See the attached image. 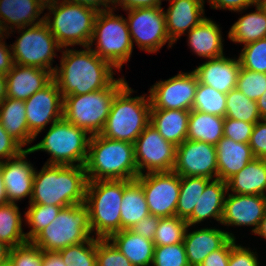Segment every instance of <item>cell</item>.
<instances>
[{"mask_svg":"<svg viewBox=\"0 0 266 266\" xmlns=\"http://www.w3.org/2000/svg\"><path fill=\"white\" fill-rule=\"evenodd\" d=\"M83 50H62L60 67L55 66L53 80L63 98L68 95H80L107 88L114 78V67L101 59L86 46Z\"/></svg>","mask_w":266,"mask_h":266,"instance_id":"obj_1","label":"cell"},{"mask_svg":"<svg viewBox=\"0 0 266 266\" xmlns=\"http://www.w3.org/2000/svg\"><path fill=\"white\" fill-rule=\"evenodd\" d=\"M85 166L47 165L35 169L30 204L68 207L85 203Z\"/></svg>","mask_w":266,"mask_h":266,"instance_id":"obj_2","label":"cell"},{"mask_svg":"<svg viewBox=\"0 0 266 266\" xmlns=\"http://www.w3.org/2000/svg\"><path fill=\"white\" fill-rule=\"evenodd\" d=\"M85 170L88 181L135 180L139 173L134 144L91 135Z\"/></svg>","mask_w":266,"mask_h":266,"instance_id":"obj_3","label":"cell"},{"mask_svg":"<svg viewBox=\"0 0 266 266\" xmlns=\"http://www.w3.org/2000/svg\"><path fill=\"white\" fill-rule=\"evenodd\" d=\"M129 182V180L88 181L85 205L89 209L90 227L96 238L108 239L112 234L121 231L123 191Z\"/></svg>","mask_w":266,"mask_h":266,"instance_id":"obj_4","label":"cell"},{"mask_svg":"<svg viewBox=\"0 0 266 266\" xmlns=\"http://www.w3.org/2000/svg\"><path fill=\"white\" fill-rule=\"evenodd\" d=\"M133 92L127 83L116 94L105 126L100 133L102 136L134 144L137 137L150 124L151 101L149 95L132 97Z\"/></svg>","mask_w":266,"mask_h":266,"instance_id":"obj_5","label":"cell"},{"mask_svg":"<svg viewBox=\"0 0 266 266\" xmlns=\"http://www.w3.org/2000/svg\"><path fill=\"white\" fill-rule=\"evenodd\" d=\"M127 84L115 79L107 88L80 95L64 97L63 117L90 135L100 134L105 126L116 94Z\"/></svg>","mask_w":266,"mask_h":266,"instance_id":"obj_6","label":"cell"},{"mask_svg":"<svg viewBox=\"0 0 266 266\" xmlns=\"http://www.w3.org/2000/svg\"><path fill=\"white\" fill-rule=\"evenodd\" d=\"M43 139L26 149L31 153L45 151L51 157L47 165L85 166L91 135L69 123L64 117L51 124ZM77 163V164H75Z\"/></svg>","mask_w":266,"mask_h":266,"instance_id":"obj_7","label":"cell"},{"mask_svg":"<svg viewBox=\"0 0 266 266\" xmlns=\"http://www.w3.org/2000/svg\"><path fill=\"white\" fill-rule=\"evenodd\" d=\"M48 11L44 15V22L62 48L89 46L97 16L95 10L60 0Z\"/></svg>","mask_w":266,"mask_h":266,"instance_id":"obj_8","label":"cell"},{"mask_svg":"<svg viewBox=\"0 0 266 266\" xmlns=\"http://www.w3.org/2000/svg\"><path fill=\"white\" fill-rule=\"evenodd\" d=\"M92 237L89 209L82 203L62 208L58 216L31 241L43 251L58 252Z\"/></svg>","mask_w":266,"mask_h":266,"instance_id":"obj_9","label":"cell"},{"mask_svg":"<svg viewBox=\"0 0 266 266\" xmlns=\"http://www.w3.org/2000/svg\"><path fill=\"white\" fill-rule=\"evenodd\" d=\"M93 43L96 44V48L92 51L101 59L108 61L115 70H121L122 65L132 56L134 44L127 20L123 16H116L112 8L97 13L89 47H92Z\"/></svg>","mask_w":266,"mask_h":266,"instance_id":"obj_10","label":"cell"},{"mask_svg":"<svg viewBox=\"0 0 266 266\" xmlns=\"http://www.w3.org/2000/svg\"><path fill=\"white\" fill-rule=\"evenodd\" d=\"M19 32L21 34L16 42L10 44L14 63L46 69L53 74L56 69L52 66L53 58L57 55L55 51H61L62 47L50 32L49 26L42 22L18 28Z\"/></svg>","mask_w":266,"mask_h":266,"instance_id":"obj_11","label":"cell"},{"mask_svg":"<svg viewBox=\"0 0 266 266\" xmlns=\"http://www.w3.org/2000/svg\"><path fill=\"white\" fill-rule=\"evenodd\" d=\"M127 24L132 43L148 53L158 52L167 42L174 44L166 32L165 14L161 6L129 9Z\"/></svg>","mask_w":266,"mask_h":266,"instance_id":"obj_12","label":"cell"},{"mask_svg":"<svg viewBox=\"0 0 266 266\" xmlns=\"http://www.w3.org/2000/svg\"><path fill=\"white\" fill-rule=\"evenodd\" d=\"M136 180L142 185L150 215L176 216L180 194V176L174 171L150 172L139 175Z\"/></svg>","mask_w":266,"mask_h":266,"instance_id":"obj_13","label":"cell"},{"mask_svg":"<svg viewBox=\"0 0 266 266\" xmlns=\"http://www.w3.org/2000/svg\"><path fill=\"white\" fill-rule=\"evenodd\" d=\"M135 161L139 175L150 172H170L174 168L176 146L165 140L149 124L134 143Z\"/></svg>","mask_w":266,"mask_h":266,"instance_id":"obj_14","label":"cell"},{"mask_svg":"<svg viewBox=\"0 0 266 266\" xmlns=\"http://www.w3.org/2000/svg\"><path fill=\"white\" fill-rule=\"evenodd\" d=\"M197 86L198 78L193 71L179 72L165 81H158L149 89L151 109L191 111Z\"/></svg>","mask_w":266,"mask_h":266,"instance_id":"obj_15","label":"cell"},{"mask_svg":"<svg viewBox=\"0 0 266 266\" xmlns=\"http://www.w3.org/2000/svg\"><path fill=\"white\" fill-rule=\"evenodd\" d=\"M217 166L216 147L212 144L186 139L176 146L172 171L180 177L195 176L214 180L217 179Z\"/></svg>","mask_w":266,"mask_h":266,"instance_id":"obj_16","label":"cell"},{"mask_svg":"<svg viewBox=\"0 0 266 266\" xmlns=\"http://www.w3.org/2000/svg\"><path fill=\"white\" fill-rule=\"evenodd\" d=\"M24 103L28 128L35 138L47 124H53L63 117L64 98L54 80Z\"/></svg>","mask_w":266,"mask_h":266,"instance_id":"obj_17","label":"cell"},{"mask_svg":"<svg viewBox=\"0 0 266 266\" xmlns=\"http://www.w3.org/2000/svg\"><path fill=\"white\" fill-rule=\"evenodd\" d=\"M221 224L226 226H254L255 234L266 212V196L242 195L227 192Z\"/></svg>","mask_w":266,"mask_h":266,"instance_id":"obj_18","label":"cell"},{"mask_svg":"<svg viewBox=\"0 0 266 266\" xmlns=\"http://www.w3.org/2000/svg\"><path fill=\"white\" fill-rule=\"evenodd\" d=\"M28 154H31V151L26 149L17 157L0 162L8 202L17 203L29 196L30 204L35 168L27 161Z\"/></svg>","mask_w":266,"mask_h":266,"instance_id":"obj_19","label":"cell"},{"mask_svg":"<svg viewBox=\"0 0 266 266\" xmlns=\"http://www.w3.org/2000/svg\"><path fill=\"white\" fill-rule=\"evenodd\" d=\"M168 1L169 7L164 10L166 32L170 40L175 43L182 34L188 33L206 18L203 16L205 0Z\"/></svg>","mask_w":266,"mask_h":266,"instance_id":"obj_20","label":"cell"},{"mask_svg":"<svg viewBox=\"0 0 266 266\" xmlns=\"http://www.w3.org/2000/svg\"><path fill=\"white\" fill-rule=\"evenodd\" d=\"M240 68L239 58L222 56L208 59L195 68L193 72L196 74L199 83L227 94L230 90L236 88Z\"/></svg>","mask_w":266,"mask_h":266,"instance_id":"obj_21","label":"cell"},{"mask_svg":"<svg viewBox=\"0 0 266 266\" xmlns=\"http://www.w3.org/2000/svg\"><path fill=\"white\" fill-rule=\"evenodd\" d=\"M6 78V97L25 101L46 87L53 80V74L46 69L14 63Z\"/></svg>","mask_w":266,"mask_h":266,"instance_id":"obj_22","label":"cell"},{"mask_svg":"<svg viewBox=\"0 0 266 266\" xmlns=\"http://www.w3.org/2000/svg\"><path fill=\"white\" fill-rule=\"evenodd\" d=\"M188 225L184 246L190 266H200L204 259L212 252L220 249L230 238L236 239L234 234L217 228H201L188 232Z\"/></svg>","mask_w":266,"mask_h":266,"instance_id":"obj_23","label":"cell"},{"mask_svg":"<svg viewBox=\"0 0 266 266\" xmlns=\"http://www.w3.org/2000/svg\"><path fill=\"white\" fill-rule=\"evenodd\" d=\"M217 152V179L227 181L241 171L255 157L247 143L222 137L215 145Z\"/></svg>","mask_w":266,"mask_h":266,"instance_id":"obj_24","label":"cell"},{"mask_svg":"<svg viewBox=\"0 0 266 266\" xmlns=\"http://www.w3.org/2000/svg\"><path fill=\"white\" fill-rule=\"evenodd\" d=\"M43 11L35 0H0V22L7 36L15 32L12 29L35 26L44 22L43 15L39 18Z\"/></svg>","mask_w":266,"mask_h":266,"instance_id":"obj_25","label":"cell"},{"mask_svg":"<svg viewBox=\"0 0 266 266\" xmlns=\"http://www.w3.org/2000/svg\"><path fill=\"white\" fill-rule=\"evenodd\" d=\"M188 46L199 57L215 59L224 56L223 39L219 25L210 18L188 32Z\"/></svg>","mask_w":266,"mask_h":266,"instance_id":"obj_26","label":"cell"},{"mask_svg":"<svg viewBox=\"0 0 266 266\" xmlns=\"http://www.w3.org/2000/svg\"><path fill=\"white\" fill-rule=\"evenodd\" d=\"M228 192L227 182L214 179L205 187L203 194L199 198L192 215L186 220L188 225L195 226L206 220V218H214L221 224L223 215L225 196Z\"/></svg>","mask_w":266,"mask_h":266,"instance_id":"obj_27","label":"cell"},{"mask_svg":"<svg viewBox=\"0 0 266 266\" xmlns=\"http://www.w3.org/2000/svg\"><path fill=\"white\" fill-rule=\"evenodd\" d=\"M133 266H151L154 254L153 240L130 229L121 230L108 238Z\"/></svg>","mask_w":266,"mask_h":266,"instance_id":"obj_28","label":"cell"},{"mask_svg":"<svg viewBox=\"0 0 266 266\" xmlns=\"http://www.w3.org/2000/svg\"><path fill=\"white\" fill-rule=\"evenodd\" d=\"M188 110L151 109L150 124L167 141L175 146L187 139Z\"/></svg>","mask_w":266,"mask_h":266,"instance_id":"obj_29","label":"cell"},{"mask_svg":"<svg viewBox=\"0 0 266 266\" xmlns=\"http://www.w3.org/2000/svg\"><path fill=\"white\" fill-rule=\"evenodd\" d=\"M0 122L4 130L23 147L35 140L28 128L24 100L6 97L0 103Z\"/></svg>","mask_w":266,"mask_h":266,"instance_id":"obj_30","label":"cell"},{"mask_svg":"<svg viewBox=\"0 0 266 266\" xmlns=\"http://www.w3.org/2000/svg\"><path fill=\"white\" fill-rule=\"evenodd\" d=\"M226 182L234 194L266 196V159L254 158Z\"/></svg>","mask_w":266,"mask_h":266,"instance_id":"obj_31","label":"cell"},{"mask_svg":"<svg viewBox=\"0 0 266 266\" xmlns=\"http://www.w3.org/2000/svg\"><path fill=\"white\" fill-rule=\"evenodd\" d=\"M224 118L191 110L187 140L202 141L215 146L224 136Z\"/></svg>","mask_w":266,"mask_h":266,"instance_id":"obj_32","label":"cell"},{"mask_svg":"<svg viewBox=\"0 0 266 266\" xmlns=\"http://www.w3.org/2000/svg\"><path fill=\"white\" fill-rule=\"evenodd\" d=\"M150 215L142 185L131 180L123 191L121 204V230L131 229L137 222Z\"/></svg>","mask_w":266,"mask_h":266,"instance_id":"obj_33","label":"cell"},{"mask_svg":"<svg viewBox=\"0 0 266 266\" xmlns=\"http://www.w3.org/2000/svg\"><path fill=\"white\" fill-rule=\"evenodd\" d=\"M256 11L246 13L231 26L228 38L234 43L247 45L266 38V15L259 5Z\"/></svg>","mask_w":266,"mask_h":266,"instance_id":"obj_34","label":"cell"},{"mask_svg":"<svg viewBox=\"0 0 266 266\" xmlns=\"http://www.w3.org/2000/svg\"><path fill=\"white\" fill-rule=\"evenodd\" d=\"M22 219L16 203L0 205V240L11 248L28 241L23 232Z\"/></svg>","mask_w":266,"mask_h":266,"instance_id":"obj_35","label":"cell"},{"mask_svg":"<svg viewBox=\"0 0 266 266\" xmlns=\"http://www.w3.org/2000/svg\"><path fill=\"white\" fill-rule=\"evenodd\" d=\"M211 181L204 177H180V194L176 207V216L187 220L203 194L206 185Z\"/></svg>","mask_w":266,"mask_h":266,"instance_id":"obj_36","label":"cell"},{"mask_svg":"<svg viewBox=\"0 0 266 266\" xmlns=\"http://www.w3.org/2000/svg\"><path fill=\"white\" fill-rule=\"evenodd\" d=\"M226 101L225 117L241 120L247 123H257L261 120L257 102L248 99L237 88L230 90L226 94Z\"/></svg>","mask_w":266,"mask_h":266,"instance_id":"obj_37","label":"cell"},{"mask_svg":"<svg viewBox=\"0 0 266 266\" xmlns=\"http://www.w3.org/2000/svg\"><path fill=\"white\" fill-rule=\"evenodd\" d=\"M226 104V94L198 82L191 110L225 117Z\"/></svg>","mask_w":266,"mask_h":266,"instance_id":"obj_38","label":"cell"},{"mask_svg":"<svg viewBox=\"0 0 266 266\" xmlns=\"http://www.w3.org/2000/svg\"><path fill=\"white\" fill-rule=\"evenodd\" d=\"M188 223L178 216L160 218L153 238L154 246L183 243Z\"/></svg>","mask_w":266,"mask_h":266,"instance_id":"obj_39","label":"cell"},{"mask_svg":"<svg viewBox=\"0 0 266 266\" xmlns=\"http://www.w3.org/2000/svg\"><path fill=\"white\" fill-rule=\"evenodd\" d=\"M29 206L24 217L31 230L25 233V236L28 241H31L58 216L64 207L42 204H29Z\"/></svg>","mask_w":266,"mask_h":266,"instance_id":"obj_40","label":"cell"},{"mask_svg":"<svg viewBox=\"0 0 266 266\" xmlns=\"http://www.w3.org/2000/svg\"><path fill=\"white\" fill-rule=\"evenodd\" d=\"M66 266H97L96 237L58 251Z\"/></svg>","mask_w":266,"mask_h":266,"instance_id":"obj_41","label":"cell"},{"mask_svg":"<svg viewBox=\"0 0 266 266\" xmlns=\"http://www.w3.org/2000/svg\"><path fill=\"white\" fill-rule=\"evenodd\" d=\"M238 58L242 68L266 73V38L244 45Z\"/></svg>","mask_w":266,"mask_h":266,"instance_id":"obj_42","label":"cell"},{"mask_svg":"<svg viewBox=\"0 0 266 266\" xmlns=\"http://www.w3.org/2000/svg\"><path fill=\"white\" fill-rule=\"evenodd\" d=\"M236 88L248 99L257 101L266 91V73L240 68Z\"/></svg>","mask_w":266,"mask_h":266,"instance_id":"obj_43","label":"cell"},{"mask_svg":"<svg viewBox=\"0 0 266 266\" xmlns=\"http://www.w3.org/2000/svg\"><path fill=\"white\" fill-rule=\"evenodd\" d=\"M152 266H190L184 243L155 246Z\"/></svg>","mask_w":266,"mask_h":266,"instance_id":"obj_44","label":"cell"},{"mask_svg":"<svg viewBox=\"0 0 266 266\" xmlns=\"http://www.w3.org/2000/svg\"><path fill=\"white\" fill-rule=\"evenodd\" d=\"M9 261L13 266H42L43 250L32 241L11 248Z\"/></svg>","mask_w":266,"mask_h":266,"instance_id":"obj_45","label":"cell"},{"mask_svg":"<svg viewBox=\"0 0 266 266\" xmlns=\"http://www.w3.org/2000/svg\"><path fill=\"white\" fill-rule=\"evenodd\" d=\"M97 266H133L109 239L96 238Z\"/></svg>","mask_w":266,"mask_h":266,"instance_id":"obj_46","label":"cell"},{"mask_svg":"<svg viewBox=\"0 0 266 266\" xmlns=\"http://www.w3.org/2000/svg\"><path fill=\"white\" fill-rule=\"evenodd\" d=\"M255 123H247L232 118H224V137L231 138L235 142L249 144Z\"/></svg>","mask_w":266,"mask_h":266,"instance_id":"obj_47","label":"cell"},{"mask_svg":"<svg viewBox=\"0 0 266 266\" xmlns=\"http://www.w3.org/2000/svg\"><path fill=\"white\" fill-rule=\"evenodd\" d=\"M228 266H259L257 254L248 247L236 245V239L231 238Z\"/></svg>","mask_w":266,"mask_h":266,"instance_id":"obj_48","label":"cell"},{"mask_svg":"<svg viewBox=\"0 0 266 266\" xmlns=\"http://www.w3.org/2000/svg\"><path fill=\"white\" fill-rule=\"evenodd\" d=\"M249 146L255 158L266 159V120L255 123Z\"/></svg>","mask_w":266,"mask_h":266,"instance_id":"obj_49","label":"cell"},{"mask_svg":"<svg viewBox=\"0 0 266 266\" xmlns=\"http://www.w3.org/2000/svg\"><path fill=\"white\" fill-rule=\"evenodd\" d=\"M24 150L26 149L4 130L0 122V162L17 157Z\"/></svg>","mask_w":266,"mask_h":266,"instance_id":"obj_50","label":"cell"},{"mask_svg":"<svg viewBox=\"0 0 266 266\" xmlns=\"http://www.w3.org/2000/svg\"><path fill=\"white\" fill-rule=\"evenodd\" d=\"M231 253V238L220 248L212 251L200 266H228Z\"/></svg>","mask_w":266,"mask_h":266,"instance_id":"obj_51","label":"cell"},{"mask_svg":"<svg viewBox=\"0 0 266 266\" xmlns=\"http://www.w3.org/2000/svg\"><path fill=\"white\" fill-rule=\"evenodd\" d=\"M160 218L159 216L149 215L137 222L130 230L142 237L153 240Z\"/></svg>","mask_w":266,"mask_h":266,"instance_id":"obj_52","label":"cell"},{"mask_svg":"<svg viewBox=\"0 0 266 266\" xmlns=\"http://www.w3.org/2000/svg\"><path fill=\"white\" fill-rule=\"evenodd\" d=\"M211 8L241 12L250 6H254L251 0H207Z\"/></svg>","mask_w":266,"mask_h":266,"instance_id":"obj_53","label":"cell"},{"mask_svg":"<svg viewBox=\"0 0 266 266\" xmlns=\"http://www.w3.org/2000/svg\"><path fill=\"white\" fill-rule=\"evenodd\" d=\"M163 0H116L111 7L113 10L120 6L123 10L136 9V8H152L161 6Z\"/></svg>","mask_w":266,"mask_h":266,"instance_id":"obj_54","label":"cell"},{"mask_svg":"<svg viewBox=\"0 0 266 266\" xmlns=\"http://www.w3.org/2000/svg\"><path fill=\"white\" fill-rule=\"evenodd\" d=\"M14 65L11 46L0 41V72L7 74Z\"/></svg>","mask_w":266,"mask_h":266,"instance_id":"obj_55","label":"cell"},{"mask_svg":"<svg viewBox=\"0 0 266 266\" xmlns=\"http://www.w3.org/2000/svg\"><path fill=\"white\" fill-rule=\"evenodd\" d=\"M62 1L91 8L95 10L97 13L111 9L110 4L106 0H62Z\"/></svg>","mask_w":266,"mask_h":266,"instance_id":"obj_56","label":"cell"},{"mask_svg":"<svg viewBox=\"0 0 266 266\" xmlns=\"http://www.w3.org/2000/svg\"><path fill=\"white\" fill-rule=\"evenodd\" d=\"M42 266H66L61 255L57 251H43Z\"/></svg>","mask_w":266,"mask_h":266,"instance_id":"obj_57","label":"cell"},{"mask_svg":"<svg viewBox=\"0 0 266 266\" xmlns=\"http://www.w3.org/2000/svg\"><path fill=\"white\" fill-rule=\"evenodd\" d=\"M11 247L0 240V265L9 261Z\"/></svg>","mask_w":266,"mask_h":266,"instance_id":"obj_58","label":"cell"},{"mask_svg":"<svg viewBox=\"0 0 266 266\" xmlns=\"http://www.w3.org/2000/svg\"><path fill=\"white\" fill-rule=\"evenodd\" d=\"M261 120H266V91L256 101Z\"/></svg>","mask_w":266,"mask_h":266,"instance_id":"obj_59","label":"cell"},{"mask_svg":"<svg viewBox=\"0 0 266 266\" xmlns=\"http://www.w3.org/2000/svg\"><path fill=\"white\" fill-rule=\"evenodd\" d=\"M7 95V78L6 74L0 72V103Z\"/></svg>","mask_w":266,"mask_h":266,"instance_id":"obj_60","label":"cell"},{"mask_svg":"<svg viewBox=\"0 0 266 266\" xmlns=\"http://www.w3.org/2000/svg\"><path fill=\"white\" fill-rule=\"evenodd\" d=\"M255 234L266 239V212H265V215L263 216Z\"/></svg>","mask_w":266,"mask_h":266,"instance_id":"obj_61","label":"cell"},{"mask_svg":"<svg viewBox=\"0 0 266 266\" xmlns=\"http://www.w3.org/2000/svg\"><path fill=\"white\" fill-rule=\"evenodd\" d=\"M5 203H8V200L6 197L5 186L0 172V205H3Z\"/></svg>","mask_w":266,"mask_h":266,"instance_id":"obj_62","label":"cell"},{"mask_svg":"<svg viewBox=\"0 0 266 266\" xmlns=\"http://www.w3.org/2000/svg\"><path fill=\"white\" fill-rule=\"evenodd\" d=\"M41 7L42 9H48L50 7H53L57 2L60 0H35Z\"/></svg>","mask_w":266,"mask_h":266,"instance_id":"obj_63","label":"cell"},{"mask_svg":"<svg viewBox=\"0 0 266 266\" xmlns=\"http://www.w3.org/2000/svg\"><path fill=\"white\" fill-rule=\"evenodd\" d=\"M6 34L7 32L5 31L3 25L0 22V41H3L5 36L7 37Z\"/></svg>","mask_w":266,"mask_h":266,"instance_id":"obj_64","label":"cell"},{"mask_svg":"<svg viewBox=\"0 0 266 266\" xmlns=\"http://www.w3.org/2000/svg\"><path fill=\"white\" fill-rule=\"evenodd\" d=\"M251 1L254 4V6L260 5V4L264 3V2H266V0H251Z\"/></svg>","mask_w":266,"mask_h":266,"instance_id":"obj_65","label":"cell"},{"mask_svg":"<svg viewBox=\"0 0 266 266\" xmlns=\"http://www.w3.org/2000/svg\"><path fill=\"white\" fill-rule=\"evenodd\" d=\"M261 9L263 10L264 14L266 15V2L259 5Z\"/></svg>","mask_w":266,"mask_h":266,"instance_id":"obj_66","label":"cell"},{"mask_svg":"<svg viewBox=\"0 0 266 266\" xmlns=\"http://www.w3.org/2000/svg\"><path fill=\"white\" fill-rule=\"evenodd\" d=\"M0 266H13V265L10 263V261H8V262H6V263H4V264H2Z\"/></svg>","mask_w":266,"mask_h":266,"instance_id":"obj_67","label":"cell"},{"mask_svg":"<svg viewBox=\"0 0 266 266\" xmlns=\"http://www.w3.org/2000/svg\"><path fill=\"white\" fill-rule=\"evenodd\" d=\"M109 4H111V6H112V4L116 1V0H106Z\"/></svg>","mask_w":266,"mask_h":266,"instance_id":"obj_68","label":"cell"}]
</instances>
